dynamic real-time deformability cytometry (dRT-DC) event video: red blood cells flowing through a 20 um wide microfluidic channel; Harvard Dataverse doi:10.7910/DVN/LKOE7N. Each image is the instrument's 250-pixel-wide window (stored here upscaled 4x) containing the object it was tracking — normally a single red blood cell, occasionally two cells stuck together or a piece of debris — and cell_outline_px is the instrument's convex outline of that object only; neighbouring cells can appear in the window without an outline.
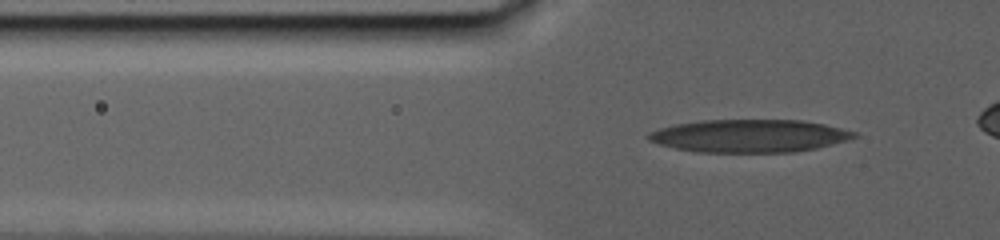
{"species": "human", "species_latin": "Homo sapiens", "temperature_condition": "warm", "stored_images_in_passage": 105, "camera_frame_rate_fps": 3000, "um_per_image_px": 0.085, "donor": {"sex": "male"}, "frame": {"image": 1, "passage_image": 29, "time_ms": 7.667, "image_size_px": [1000, 240], "cell_outline_px": [[860, 136], [832, 144], [816, 148], [796, 152], [696, 152], [676, 148], [660, 144], [648, 140], [648, 132], [660, 128], [676, 124], [704, 120], [804, 120], [824, 124], [856, 132]], "centroid_in_image_um": [63.71, 11.55], "position_along_channel_um": 62.1, "area_um2": 39.25}}
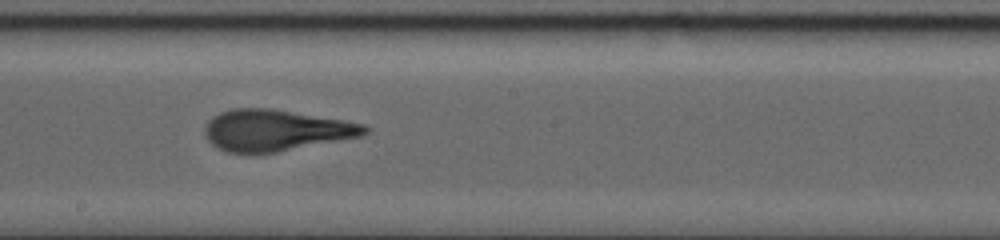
{"frame": {"image": 2, "passage_image": 72, "time_ms": 15.0, "image_size_px": [1000, 240], "cell_outline_px": [[372, 128], [364, 136], [276, 152], [228, 152], [216, 148], [204, 136], [204, 128], [208, 120], [212, 116], [220, 112], [232, 108], [272, 108], [344, 120], [364, 124]], "centroid_in_image_um": [23.45, 11.06], "position_along_channel_um": 224.8, "area_um2": 38.67}}
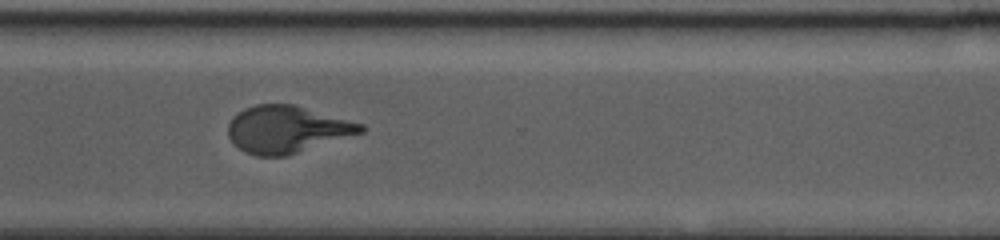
{"frame": {"image": 3, "passage_image": 104, "time_ms": 20.0, "image_size_px": [1000, 240], "cell_outline_px": [[364, 132], [288, 156], [256, 156], [244, 152], [232, 144], [228, 136], [228, 124], [232, 116], [244, 108], [256, 104], [292, 104], [364, 124]], "centroid_in_image_um": [24.35, 11.01], "position_along_channel_um": 346.3, "area_um2": 36.65}}